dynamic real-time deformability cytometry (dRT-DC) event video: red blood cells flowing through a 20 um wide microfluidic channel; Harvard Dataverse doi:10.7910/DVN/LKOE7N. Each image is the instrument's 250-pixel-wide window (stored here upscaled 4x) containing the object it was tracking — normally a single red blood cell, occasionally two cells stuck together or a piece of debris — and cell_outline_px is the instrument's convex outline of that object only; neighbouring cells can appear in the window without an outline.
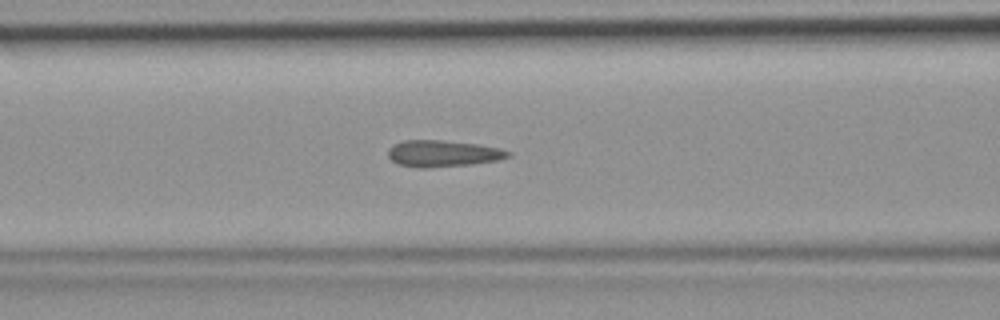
{"species": "common noctule bat (a hibernating species)", "species_latin": "Nyctalus noctula", "temperature_condition": "room temperature", "stored_images_in_passage": 47, "camera_frame_rate_fps": 3000, "um_per_image_px": 0.085, "animal": {"sex": "female", "body_mass_g": 19.9}, "frame": {"image": 1, "passage_image": 19, "time_ms": 6.0, "image_size_px": [1000, 320], "cell_outline_px": [[512, 156], [500, 160], [472, 164], [428, 168], [420, 168], [400, 164], [392, 160], [388, 156], [388, 148], [392, 144], [400, 140], [440, 140], [476, 144], [500, 148], [512, 152]], "centroid_in_image_um": [37.66, 13.04], "position_along_channel_um": 128.9, "area_um2": 18.73}}
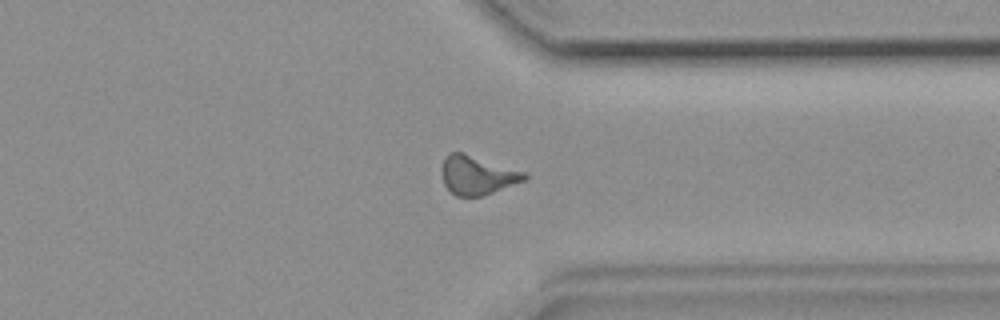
{"frame": {"image": 2, "passage_image": 36, "time_ms": 11.667, "image_size_px": [1000, 320], "cell_outline_px": [[528, 176], [524, 180], [492, 192], [480, 196], [456, 196], [444, 184], [440, 172], [440, 168], [448, 152], [464, 152], [528, 172]], "centroid_in_image_um": [40.55, 14.86], "position_along_channel_um": 370.8, "area_um2": 18.84}}
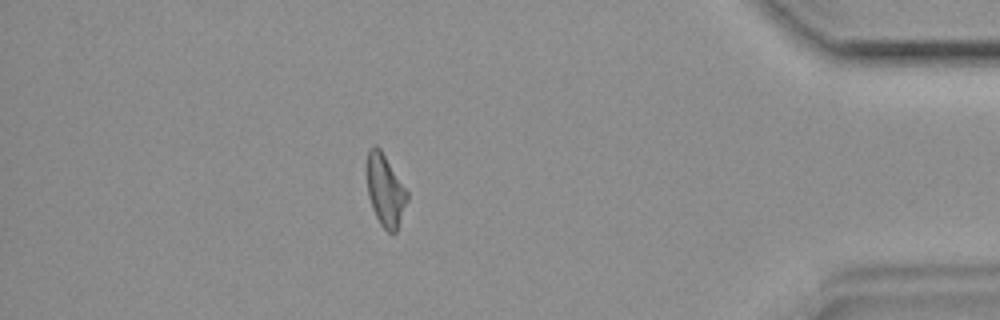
{"frame": {"image": 3, "passage_image": 41, "time_ms": 13.333, "image_size_px": [1000, 320], "cell_outline_px": [[408, 200], [396, 232], [388, 232], [380, 224], [372, 208], [368, 196], [368, 148], [372, 144], [376, 144], [380, 148], [408, 192]], "centroid_in_image_um": [32.75, 16.18], "position_along_channel_um": 402.4, "area_um2": 16.65}}